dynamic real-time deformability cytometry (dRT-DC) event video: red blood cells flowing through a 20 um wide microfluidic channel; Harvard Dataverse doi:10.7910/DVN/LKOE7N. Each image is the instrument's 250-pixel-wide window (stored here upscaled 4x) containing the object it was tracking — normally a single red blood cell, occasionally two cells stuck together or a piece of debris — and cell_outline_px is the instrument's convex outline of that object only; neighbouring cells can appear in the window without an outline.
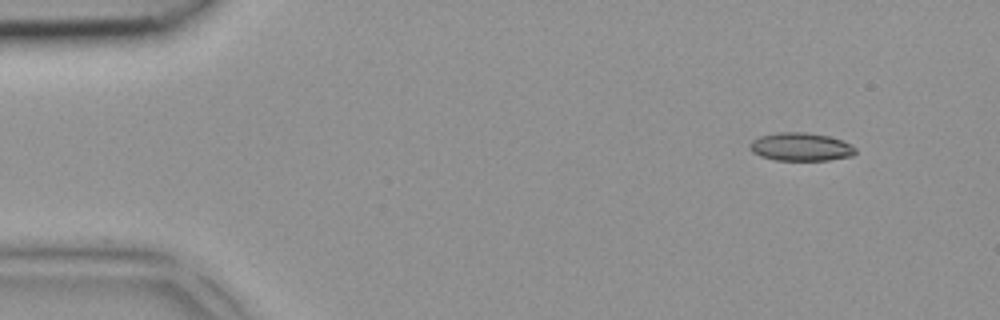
{"species": "common noctule bat (a hibernating species)", "species_latin": "Nyctalus noctula", "temperature_condition": "room temperature", "stored_images_in_passage": 5, "camera_frame_rate_fps": 3000, "um_per_image_px": 0.085, "animal": {"sex": "female", "body_mass_g": 18.4}, "frame": {"image": 1, "passage_image": 1, "time_ms": 0.0, "image_size_px": [1000, 320], "cell_outline_px": [[856, 152], [852, 156], [828, 160], [776, 160], [760, 156], [752, 152], [748, 148], [748, 144], [752, 140], [760, 136], [776, 132], [804, 132], [828, 136], [840, 140], [856, 148]], "centroid_in_image_um": [68.01, 12.48], "position_along_channel_um": 17.0, "area_um2": 17.34}}